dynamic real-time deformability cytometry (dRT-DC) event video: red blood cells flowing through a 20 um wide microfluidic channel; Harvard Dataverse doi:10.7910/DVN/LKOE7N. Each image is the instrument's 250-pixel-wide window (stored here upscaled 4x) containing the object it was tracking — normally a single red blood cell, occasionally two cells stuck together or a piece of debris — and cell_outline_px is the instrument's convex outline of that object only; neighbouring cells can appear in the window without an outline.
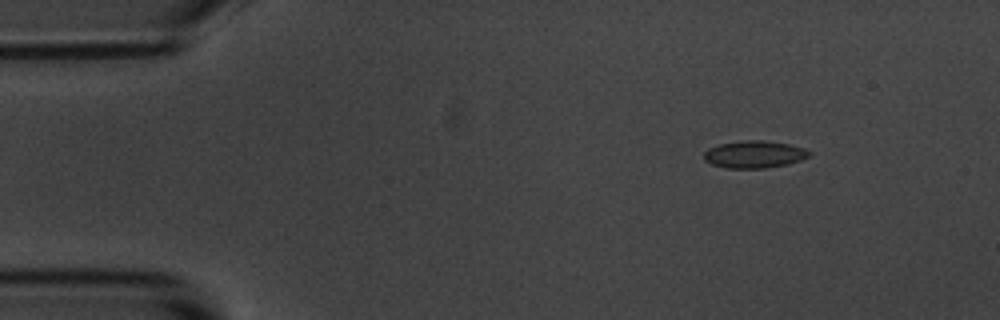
{"species": "common noctule bat (a hibernating species)", "species_latin": "Nyctalus noctula", "temperature_condition": "room temperature", "stored_images_in_passage": 4, "camera_frame_rate_fps": 3000, "um_per_image_px": 0.085, "animal": {"sex": "male", "body_mass_g": 20.1, "forearm_length_mm": 53.5}, "frame": {"image": 1, "passage_image": 4, "time_ms": 4.333, "image_size_px": [1000, 320], "cell_outline_px": [[812, 152], [808, 156], [800, 160], [788, 164], [764, 168], [728, 168], [712, 164], [704, 160], [704, 152], [708, 148], [720, 144], [744, 140], [764, 140], [788, 144], [804, 148]], "centroid_in_image_um": [64.11, 13.12], "position_along_channel_um": 20.9, "area_um2": 16.65}}